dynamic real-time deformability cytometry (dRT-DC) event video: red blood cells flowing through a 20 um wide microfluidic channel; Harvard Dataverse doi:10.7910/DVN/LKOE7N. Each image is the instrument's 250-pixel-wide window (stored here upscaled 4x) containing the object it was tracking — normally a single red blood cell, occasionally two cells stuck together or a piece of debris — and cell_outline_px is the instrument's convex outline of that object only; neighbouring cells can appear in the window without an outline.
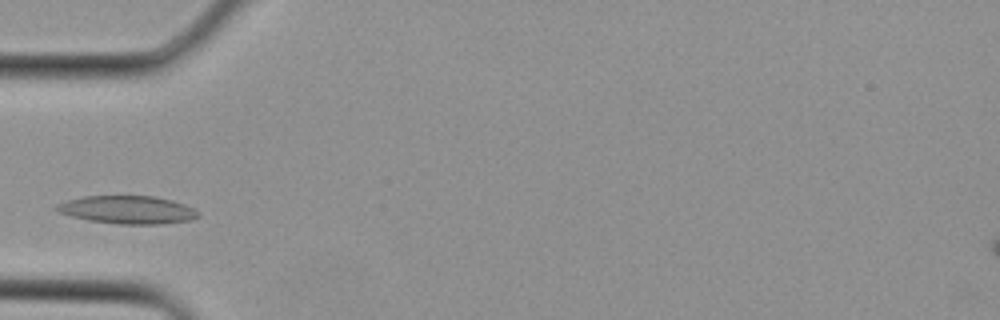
{"species": "Egyptian fruit bat (a non-hibernating species)", "species_latin": "Rousettus aegyptiacus", "temperature_condition": "cold", "stored_images_in_passage": 2, "camera_frame_rate_fps": 3000, "um_per_image_px": 0.085, "animal": {"sex": "female"}, "frame": {"image": 1, "passage_image": 2, "time_ms": 0.333, "image_size_px": [1000, 320], "cell_outline_px": [[200, 216], [192, 220], [160, 224], [120, 224], [88, 220], [72, 216], [60, 212], [56, 208], [56, 204], [68, 200], [84, 196], [156, 196], [172, 200], [184, 204], [200, 212]], "centroid_in_image_um": [10.89, 17.83], "position_along_channel_um": 74.1, "area_um2": 23.0}}